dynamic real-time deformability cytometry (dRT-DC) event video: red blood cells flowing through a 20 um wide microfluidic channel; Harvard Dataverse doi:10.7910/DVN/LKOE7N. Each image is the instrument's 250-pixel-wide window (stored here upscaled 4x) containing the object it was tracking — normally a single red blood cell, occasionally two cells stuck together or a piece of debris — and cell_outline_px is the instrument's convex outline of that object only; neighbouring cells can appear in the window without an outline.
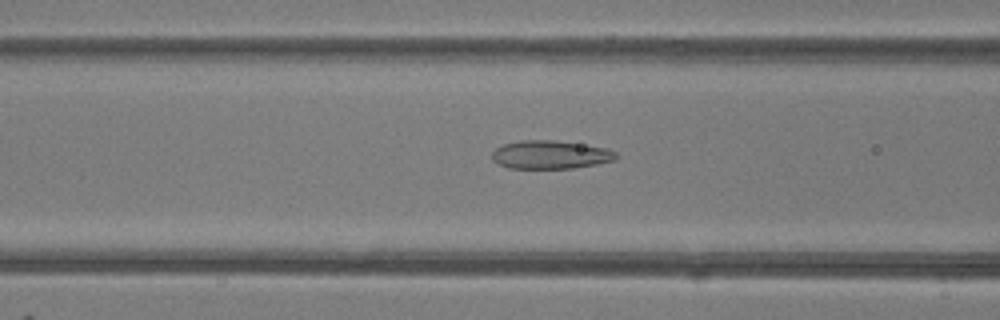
{"species": "common noctule bat (a hibernating species)", "species_latin": "Nyctalus noctula", "temperature_condition": "room temperature", "stored_images_in_passage": 43, "camera_frame_rate_fps": 3000, "um_per_image_px": 0.085, "animal": {"sex": "female"}, "frame": {"image": 1, "passage_image": 14, "time_ms": 4.333, "image_size_px": [1000, 320], "cell_outline_px": [[616, 160], [596, 164], [572, 168], [508, 168], [496, 164], [492, 160], [492, 152], [496, 148], [504, 144], [520, 140], [552, 140], [608, 148], [616, 152]], "centroid_in_image_um": [46.75, 13.15], "position_along_channel_um": 119.9, "area_um2": 20.46}}
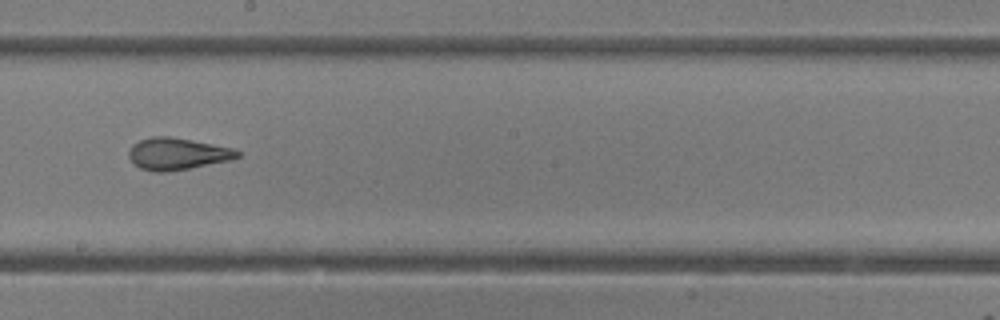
{"frame": {"image": 2, "passage_image": 22, "time_ms": 7.0, "image_size_px": [1000, 320], "cell_outline_px": [[240, 156], [232, 160], [168, 172], [156, 172], [140, 168], [132, 164], [128, 156], [128, 152], [132, 144], [140, 140], [152, 136], [168, 136], [192, 140], [236, 148], [240, 152]], "centroid_in_image_um": [15.07, 13.07], "position_along_channel_um": 233.1, "area_um2": 20.46}}
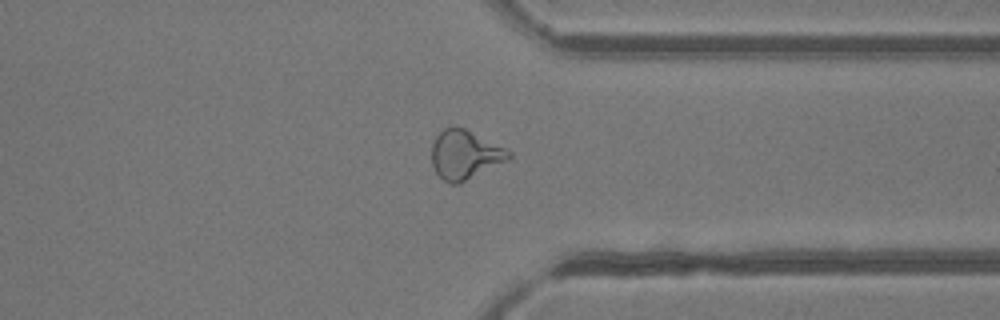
{"frame": {"image": 3, "passage_image": 32, "time_ms": 10.333, "image_size_px": [1000, 320], "cell_outline_px": [[512, 156], [508, 160], [460, 184], [448, 184], [436, 172], [432, 164], [432, 144], [436, 136], [444, 128], [464, 128], [512, 152]], "centroid_in_image_um": [39.51, 13.18], "position_along_channel_um": 371.9, "area_um2": 21.73}, "authors_computed_cell_mechanics": {"area_um2": 21.7328, "velocity_mm_per_s": 4.2355, "shape_relaxation_time_tau1_ms": null, "shape_relaxation_time_tau2_ms": 1.4717, "deformation_change_tau1": null, "deformation_change_tau2": 0.1021}}